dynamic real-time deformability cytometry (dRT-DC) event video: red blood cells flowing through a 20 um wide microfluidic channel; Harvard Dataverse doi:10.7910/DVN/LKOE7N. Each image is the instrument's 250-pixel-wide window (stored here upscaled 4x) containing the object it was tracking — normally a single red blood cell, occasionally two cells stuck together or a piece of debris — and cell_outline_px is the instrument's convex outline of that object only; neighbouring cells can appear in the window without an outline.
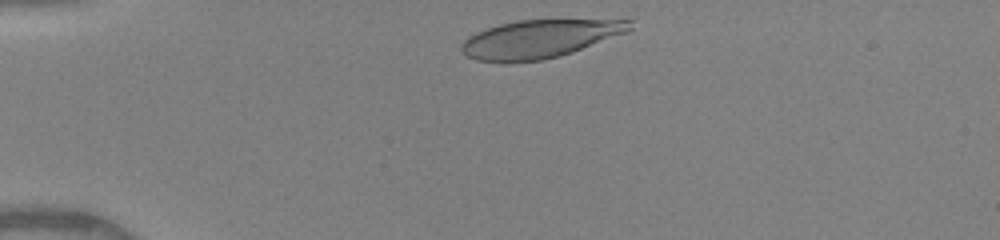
{"species": "human", "species_latin": "Homo sapiens", "temperature_condition": "warm", "stored_images_in_passage": 34, "camera_frame_rate_fps": 3000, "um_per_image_px": 0.085, "donor": {"sex": "female"}, "frame": {"image": 1, "passage_image": 2, "time_ms": 0.333, "image_size_px": [1000, 240], "cell_outline_px": [[632, 28], [628, 32], [572, 52], [540, 60], [476, 60], [464, 56], [460, 52], [460, 48], [464, 40], [468, 36], [476, 32], [500, 24], [516, 20], [632, 20]], "centroid_in_image_um": [45.86, 3.28], "position_along_channel_um": 39.1, "area_um2": 36.65}}
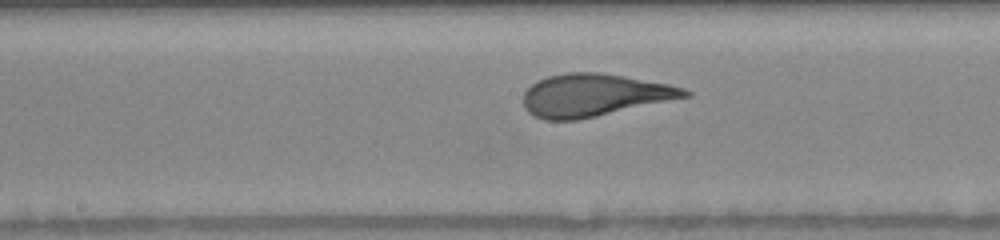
{"frame": {"image": 2, "passage_image": 17, "time_ms": 5.333, "image_size_px": [1000, 240], "cell_outline_px": [[692, 96], [596, 116], [576, 120], [544, 120], [528, 112], [524, 108], [524, 92], [536, 80], [548, 76], [568, 72], [596, 72], [624, 76], [668, 84], [684, 88], [692, 92]], "centroid_in_image_um": [50.5, 8.08], "position_along_channel_um": 197.7, "area_um2": 39.88}}
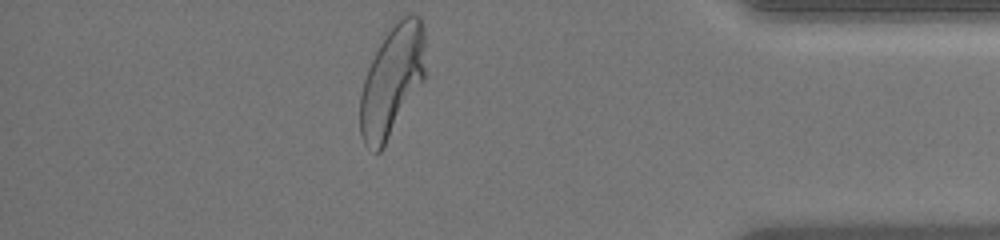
{"frame": {"image": 3, "passage_image": 34, "time_ms": 11.0, "image_size_px": [1000, 240], "cell_outline_px": [[424, 80], [380, 152], [376, 152], [364, 144], [360, 136], [360, 92], [368, 68], [380, 44], [396, 16], [408, 12], [412, 12], [420, 16], [424, 32]], "centroid_in_image_um": [33.32, 6.8], "position_along_channel_um": 401.9, "area_um2": 42.14}, "authors_computed_cell_mechanics": {"area_um2": 39.882, "velocity_mm_per_s": 4.0921, "shape_relaxation_time_tau1_ms": 3.2263, "shape_relaxation_time_tau2_ms": null, "deformation_change_tau1": 0.1903, "deformation_change_tau2": null}}